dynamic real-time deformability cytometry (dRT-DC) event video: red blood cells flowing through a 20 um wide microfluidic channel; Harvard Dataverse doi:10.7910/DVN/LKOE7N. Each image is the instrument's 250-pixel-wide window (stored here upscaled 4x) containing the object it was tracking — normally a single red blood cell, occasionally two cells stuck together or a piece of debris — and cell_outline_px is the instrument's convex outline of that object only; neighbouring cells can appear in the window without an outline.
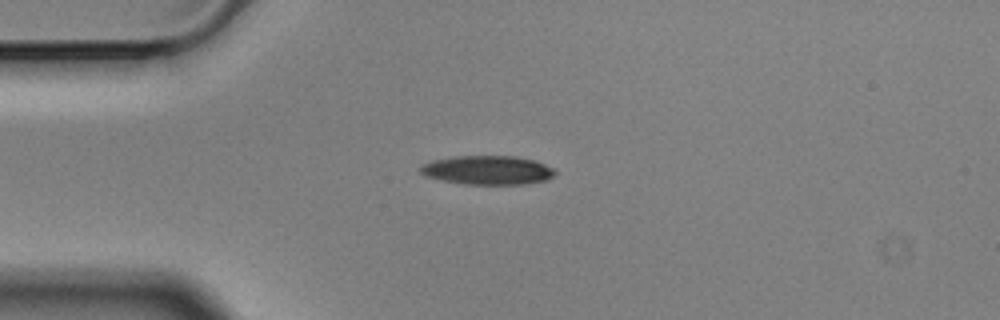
{"species": "Egyptian fruit bat (a non-hibernating species)", "species_latin": "Rousettus aegyptiacus", "temperature_condition": "cold", "stored_images_in_passage": 2, "camera_frame_rate_fps": 3000, "um_per_image_px": 0.085, "animal": {"sex": "male"}, "frame": {"image": 1, "passage_image": 2, "time_ms": 0.333, "image_size_px": [1000, 320], "cell_outline_px": [[556, 172], [548, 180], [524, 184], [464, 184], [424, 176], [420, 172], [420, 164], [432, 160], [452, 156], [516, 156], [536, 160], [556, 168]], "centroid_in_image_um": [41.46, 14.45], "position_along_channel_um": 43.5, "area_um2": 23.0}}